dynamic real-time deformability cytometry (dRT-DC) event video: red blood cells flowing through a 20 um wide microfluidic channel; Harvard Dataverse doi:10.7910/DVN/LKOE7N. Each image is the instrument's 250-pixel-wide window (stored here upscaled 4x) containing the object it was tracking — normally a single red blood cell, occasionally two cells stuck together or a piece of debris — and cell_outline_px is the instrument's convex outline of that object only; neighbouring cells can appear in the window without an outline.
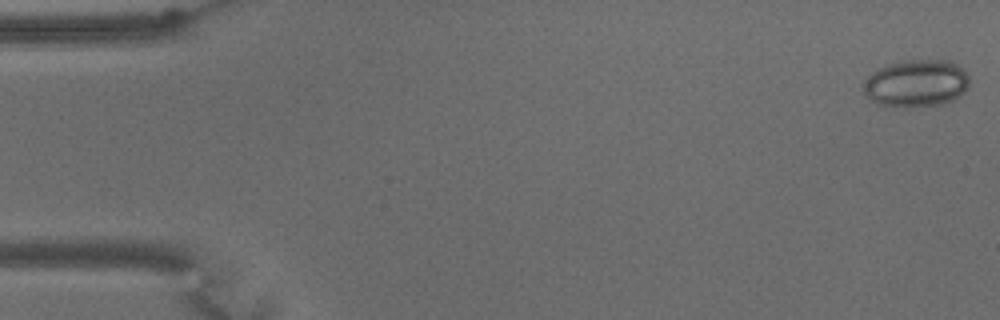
{"species": "common noctule bat (a hibernating species)", "species_latin": "Nyctalus noctula", "temperature_condition": "warm", "stored_images_in_passage": 62, "camera_frame_rate_fps": 3000, "um_per_image_px": 0.085, "animal": {"sex": "male", "body_mass_g": 15.6}, "frame": {"image": 1, "passage_image": 1, "time_ms": 0.0, "image_size_px": [1000, 320], "cell_outline_px": [[968, 88], [964, 92], [952, 100], [940, 104], [908, 108], [904, 108], [880, 104], [872, 100], [864, 92], [864, 80], [872, 72], [888, 64], [904, 60], [952, 60], [968, 76]], "centroid_in_image_um": [77.88, 7.08], "position_along_channel_um": 7.1, "area_um2": 29.13}}
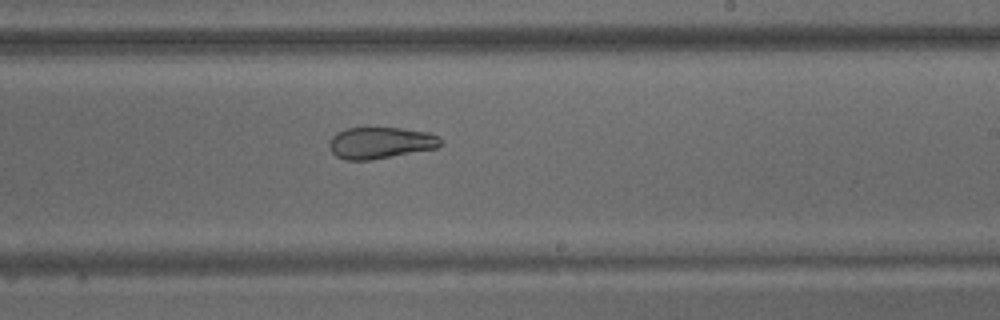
{"frame": {"image": 2, "passage_image": 37, "time_ms": 12.0, "image_size_px": [1000, 320], "cell_outline_px": [[444, 144], [436, 148], [368, 160], [344, 160], [336, 156], [332, 152], [328, 144], [332, 136], [336, 132], [344, 128], [400, 128], [432, 132], [440, 136], [444, 140]], "centroid_in_image_um": [32.37, 12.12], "position_along_channel_um": 256.6, "area_um2": 20.69}}
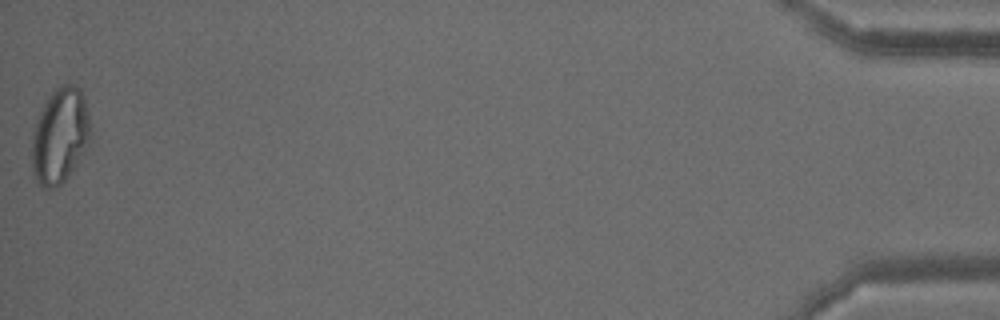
{"frame": {"image": 3, "passage_image": 62, "time_ms": 20.333, "image_size_px": [1000, 320], "cell_outline_px": [[92, 132], [76, 164], [68, 176], [60, 184], [48, 192], [40, 188], [32, 172], [28, 156], [32, 128], [44, 104], [52, 92], [56, 88], [64, 84], [72, 84], [80, 88], [84, 96], [88, 112]], "centroid_in_image_um": [5.02, 11.59], "position_along_channel_um": 430.2, "area_um2": 33.35}, "authors_computed_cell_mechanics": {"area_um2": 26.8192, "velocity_mm_per_s": 3.2471, "shape_relaxation_time_tau1_ms": null, "shape_relaxation_time_tau2_ms": 3.0739, "deformation_change_tau1": null, "deformation_change_tau2": 0.0973}}